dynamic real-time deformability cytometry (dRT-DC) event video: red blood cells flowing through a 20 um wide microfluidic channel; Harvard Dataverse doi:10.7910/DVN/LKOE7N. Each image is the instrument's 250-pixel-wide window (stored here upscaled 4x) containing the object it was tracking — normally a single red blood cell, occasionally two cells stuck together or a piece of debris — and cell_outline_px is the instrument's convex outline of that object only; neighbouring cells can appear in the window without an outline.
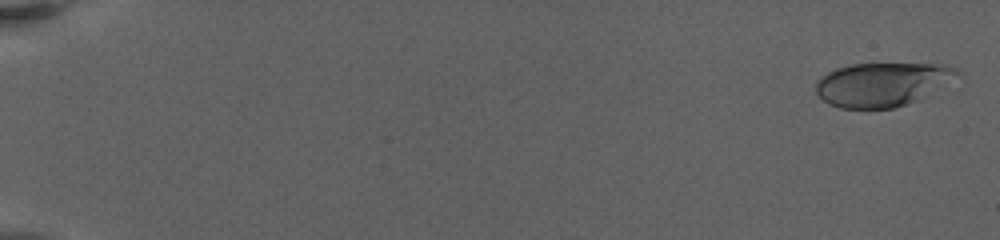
{"species": "human", "species_latin": "Homo sapiens", "temperature_condition": "warm", "stored_images_in_passage": 50, "camera_frame_rate_fps": 3000, "um_per_image_px": 0.085, "donor": {"sex": "female"}, "frame": {"image": 1, "passage_image": 1, "time_ms": 0.0, "image_size_px": [1000, 240], "cell_outline_px": [[960, 76], [920, 100], [892, 108], [840, 108], [828, 104], [816, 92], [816, 80], [828, 72], [836, 68], [852, 64], [944, 64], [956, 68]], "centroid_in_image_um": [75.01, 7.17], "position_along_channel_um": 10.0, "area_um2": 36.13}}
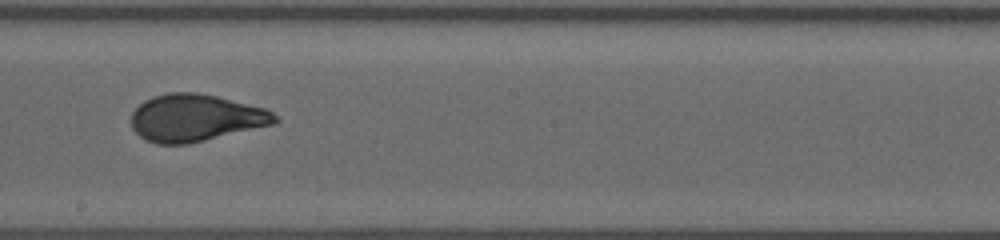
{"frame": {"image": 2, "passage_image": 30, "time_ms": 12.667, "image_size_px": [1000, 240], "cell_outline_px": [[280, 120], [276, 124], [188, 144], [156, 144], [144, 140], [132, 128], [132, 112], [144, 100], [152, 96], [168, 92], [196, 92], [216, 96], [264, 108], [272, 112]], "centroid_in_image_um": [16.62, 10.02], "position_along_channel_um": 231.6, "area_um2": 39.59}}
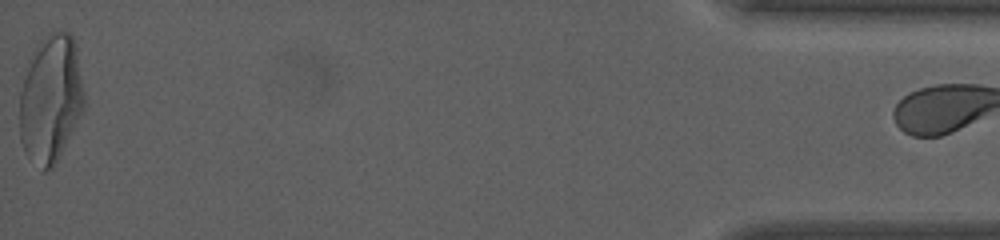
{"frame": {"image": 3, "passage_image": 49, "time_ms": 21.333, "image_size_px": [1000, 240], "cell_outline_px": [[84, 104], [80, 116], [60, 156], [52, 168], [44, 172], [24, 152], [20, 140], [20, 92], [28, 60], [36, 44], [48, 32], [68, 32], [72, 36], [76, 48], [84, 96]], "centroid_in_image_um": [4.28, 8.4], "position_along_channel_um": 430.9, "area_um2": 47.97}, "authors_computed_cell_mechanics": {"area_um2": 38.9572, "velocity_mm_per_s": 3.2583, "shape_relaxation_time_tau1_ms": 7.0391, "shape_relaxation_time_tau2_ms": null, "deformation_change_tau1": 0.2656, "deformation_change_tau2": null}}